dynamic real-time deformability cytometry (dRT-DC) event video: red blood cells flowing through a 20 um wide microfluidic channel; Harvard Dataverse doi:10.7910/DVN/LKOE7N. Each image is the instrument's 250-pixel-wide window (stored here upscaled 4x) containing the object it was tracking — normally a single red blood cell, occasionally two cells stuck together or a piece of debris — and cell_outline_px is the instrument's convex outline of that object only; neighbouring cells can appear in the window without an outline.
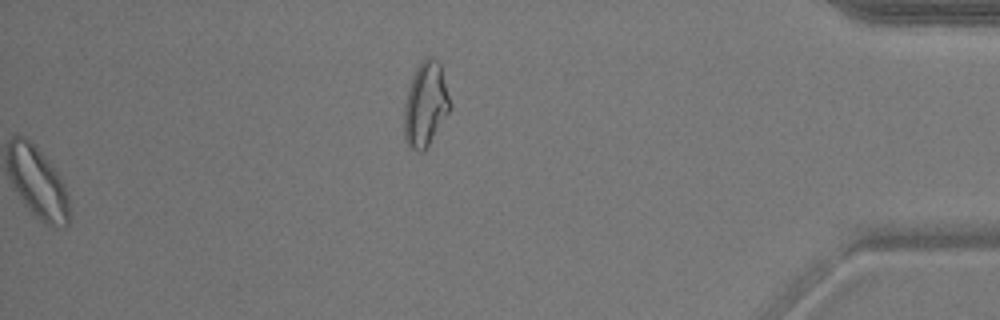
{"species": "common noctule bat (a hibernating species)", "species_latin": "Nyctalus noctula", "temperature_condition": "warm", "stored_images_in_passage": 53, "camera_frame_rate_fps": 3000, "um_per_image_px": 0.085, "animal": {"sex": "male", "body_mass_g": 17.9}, "frame": {"image": 1, "passage_image": 53, "time_ms": 17.333, "image_size_px": [1000, 320], "cell_outline_px": [[452, 108], [424, 152], [420, 152], [408, 148], [404, 136], [404, 104], [408, 88], [412, 76], [416, 68], [424, 56], [432, 56], [440, 64], [452, 104]], "centroid_in_image_um": [36.17, 8.88], "position_along_channel_um": 399.0, "area_um2": 23.0}, "authors_computed_cell_mechanics": {"area_um2": 19.1896, "velocity_mm_per_s": 3.7764, "shape_relaxation_time_tau1_ms": 7.3022, "shape_relaxation_time_tau2_ms": 2.7066, "deformation_change_tau1": 0.1187, "deformation_change_tau2": 0.0752}}